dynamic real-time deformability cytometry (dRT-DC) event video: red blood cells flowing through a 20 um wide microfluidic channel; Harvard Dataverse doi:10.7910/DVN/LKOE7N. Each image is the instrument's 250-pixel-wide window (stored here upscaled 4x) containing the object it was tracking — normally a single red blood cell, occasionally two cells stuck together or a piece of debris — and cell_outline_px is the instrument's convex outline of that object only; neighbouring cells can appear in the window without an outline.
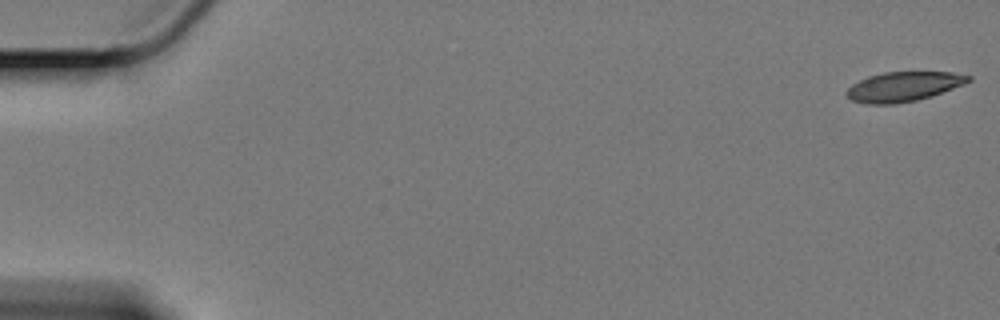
{"species": "Egyptian fruit bat (a non-hibernating species)", "species_latin": "Rousettus aegyptiacus", "temperature_condition": "cold", "stored_images_in_passage": 60, "camera_frame_rate_fps": 3000, "um_per_image_px": 0.085, "animal": {"sex": "female"}, "frame": {"image": 1, "passage_image": 1, "time_ms": 0.0, "image_size_px": [1000, 320], "cell_outline_px": [[972, 80], [964, 84], [932, 96], [916, 100], [896, 104], [868, 104], [852, 100], [844, 96], [844, 92], [852, 84], [868, 76], [884, 72], [952, 72], [972, 76]], "centroid_in_image_um": [76.78, 7.36], "position_along_channel_um": 8.2, "area_um2": 21.15}}
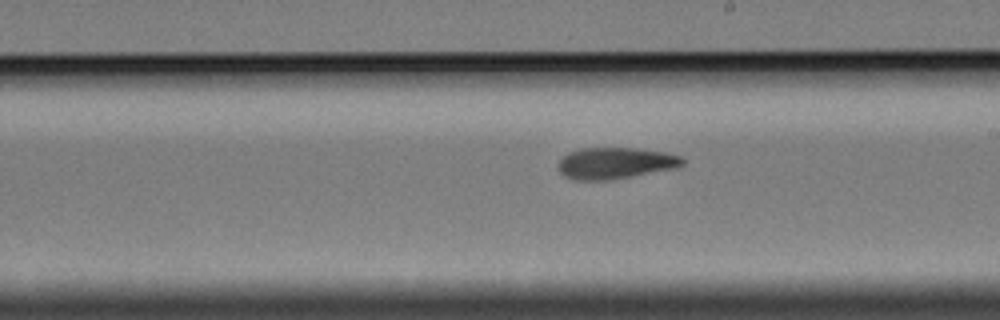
{"frame": {"image": 2, "passage_image": 35, "time_ms": 11.333, "image_size_px": [1000, 320], "cell_outline_px": [[684, 164], [680, 168], [612, 180], [576, 180], [564, 176], [560, 172], [556, 164], [568, 152], [580, 148], [636, 148], [664, 152], [680, 156], [684, 160]], "centroid_in_image_um": [52.32, 13.88], "position_along_channel_um": 236.7, "area_um2": 23.12}}
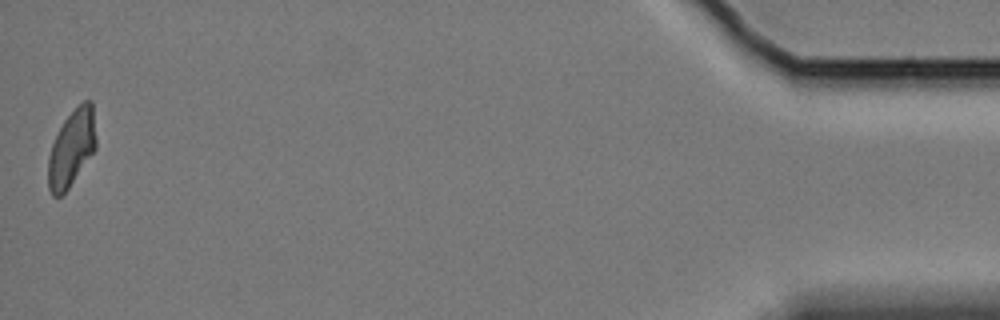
{"frame": {"image": 3, "passage_image": 60, "time_ms": 19.667, "image_size_px": [1000, 320], "cell_outline_px": [[96, 148], [68, 188], [60, 196], [52, 196], [48, 188], [48, 156], [52, 144], [64, 120], [84, 100], [92, 100], [96, 140]], "centroid_in_image_um": [6.08, 12.6], "position_along_channel_um": 429.1, "area_um2": 21.04}, "authors_computed_cell_mechanics": {"area_um2": 22.7443, "velocity_mm_per_s": 3.3357, "shape_relaxation_time_tau1_ms": 7.7583, "shape_relaxation_time_tau2_ms": 4.7332, "deformation_change_tau1": 0.1774, "deformation_change_tau2": 0.1103}}